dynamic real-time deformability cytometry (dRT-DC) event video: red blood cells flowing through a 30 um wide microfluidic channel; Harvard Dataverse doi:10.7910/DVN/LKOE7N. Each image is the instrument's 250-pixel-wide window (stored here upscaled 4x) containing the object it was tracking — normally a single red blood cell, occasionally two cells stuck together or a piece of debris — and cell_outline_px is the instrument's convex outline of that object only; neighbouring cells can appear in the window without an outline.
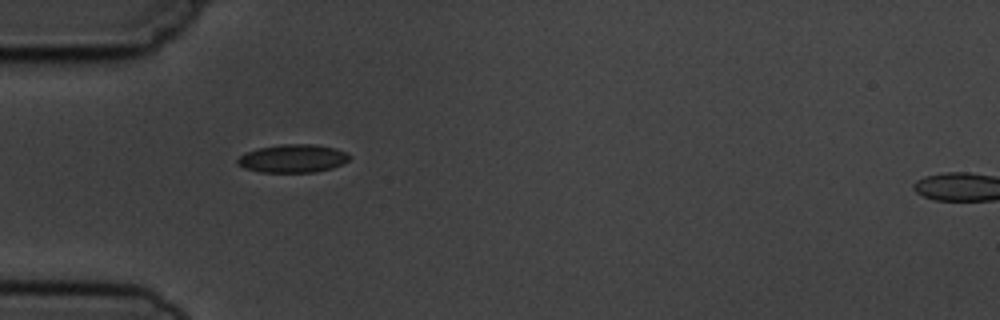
{"species": "common noctule bat (a hibernating species)", "species_latin": "Nyctalus noctula", "temperature_condition": "cold", "stored_images_in_passage": 3, "camera_frame_rate_fps": 3000, "um_per_image_px": 0.085, "animal": {"sex": "male", "body_mass_g": 19.5, "forearm_length_mm": 54.6}, "frame": {"image": 1, "passage_image": 1, "time_ms": 0.0, "image_size_px": [1000, 320], "cell_outline_px": [[352, 156], [348, 160], [332, 168], [316, 172], [260, 172], [244, 168], [236, 164], [236, 160], [244, 152], [260, 148], [280, 144], [316, 144], [336, 148], [348, 152]], "centroid_in_image_um": [24.89, 13.46], "position_along_channel_um": 60.1, "area_um2": 18.55}}
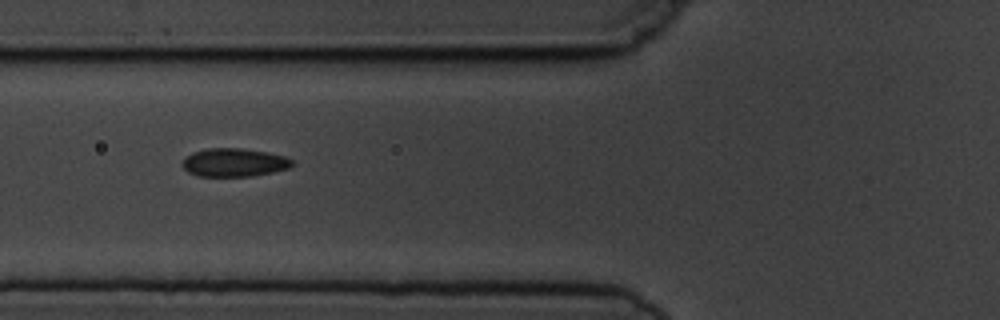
{"frame": {"image": 2, "passage_image": 2, "time_ms": 1.333, "image_size_px": [1000, 320], "cell_outline_px": [[292, 164], [288, 168], [272, 172], [252, 176], [196, 176], [188, 172], [180, 164], [192, 152], [208, 148], [240, 148], [268, 152], [284, 156], [292, 160]], "centroid_in_image_um": [19.87, 13.81], "position_along_channel_um": 105.9, "area_um2": 18.03}}
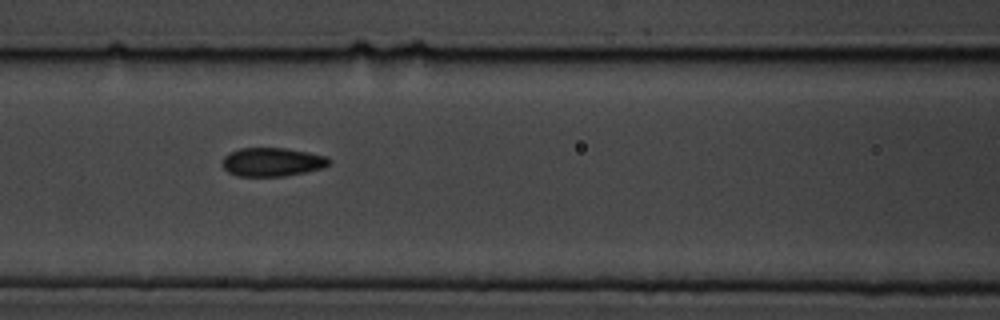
{"frame": {"image": 3, "passage_image": 3, "time_ms": 2.333, "image_size_px": [1000, 320], "cell_outline_px": [[332, 160], [324, 168], [284, 176], [236, 176], [228, 172], [220, 164], [224, 156], [240, 148], [284, 148], [308, 152], [328, 156]], "centroid_in_image_um": [23.14, 13.77], "position_along_channel_um": 143.5, "area_um2": 17.92}}